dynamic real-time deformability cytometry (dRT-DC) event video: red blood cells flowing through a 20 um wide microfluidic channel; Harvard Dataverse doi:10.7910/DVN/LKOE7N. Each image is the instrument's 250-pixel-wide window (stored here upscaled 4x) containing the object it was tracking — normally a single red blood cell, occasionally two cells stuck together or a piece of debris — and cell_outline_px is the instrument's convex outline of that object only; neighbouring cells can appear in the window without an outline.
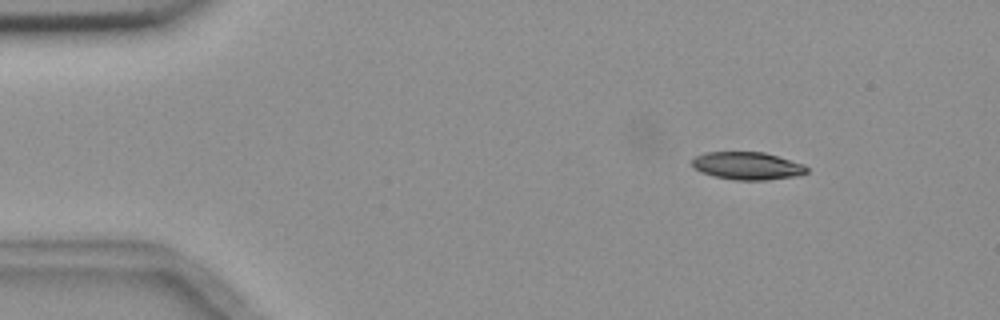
{"species": "common noctule bat (a hibernating species)", "species_latin": "Nyctalus noctula", "temperature_condition": "room temperature", "stored_images_in_passage": 5, "camera_frame_rate_fps": 3000, "um_per_image_px": 0.085, "animal": {"sex": "female", "body_mass_g": 18.4}, "frame": {"image": 1, "passage_image": 1, "time_ms": 0.0, "image_size_px": [1000, 320], "cell_outline_px": [[808, 172], [796, 176], [768, 180], [736, 180], [716, 176], [700, 172], [692, 164], [692, 160], [696, 156], [704, 152], [764, 152], [804, 164], [808, 168]], "centroid_in_image_um": [63.55, 14.09], "position_along_channel_um": 21.5, "area_um2": 18.44}}